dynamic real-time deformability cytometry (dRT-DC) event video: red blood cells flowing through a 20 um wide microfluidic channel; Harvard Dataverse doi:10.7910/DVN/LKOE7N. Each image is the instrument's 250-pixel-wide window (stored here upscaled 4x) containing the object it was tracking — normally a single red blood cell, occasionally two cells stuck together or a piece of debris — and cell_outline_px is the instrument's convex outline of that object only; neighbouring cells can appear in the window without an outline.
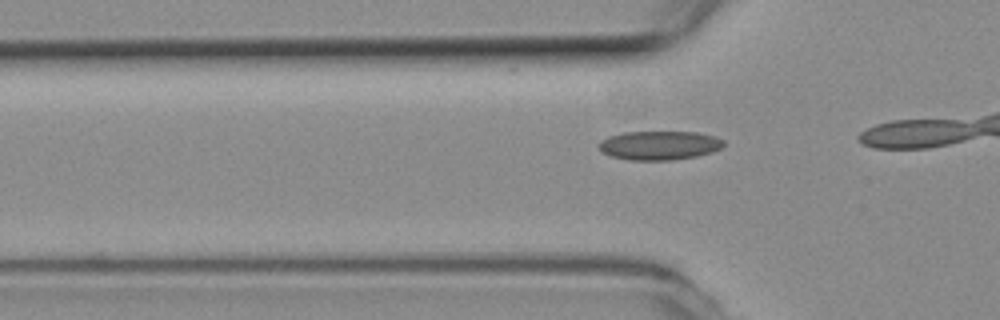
{"species": "common noctule bat (a hibernating species)", "species_latin": "Nyctalus noctula", "temperature_condition": "room temperature", "stored_images_in_passage": 9, "camera_frame_rate_fps": 3000, "um_per_image_px": 0.085, "animal": {"sex": "female", "body_mass_g": 19.3, "forearm_length_mm": 54.1}, "frame": {"image": 1, "passage_image": 6, "time_ms": 1.667, "image_size_px": [1000, 320], "cell_outline_px": [[724, 144], [720, 148], [712, 152], [696, 156], [672, 160], [628, 160], [612, 156], [600, 152], [596, 148], [596, 144], [600, 140], [608, 136], [624, 132], [696, 132], [716, 136], [724, 140]], "centroid_in_image_um": [55.98, 12.35], "position_along_channel_um": 69.8, "area_um2": 21.33}}